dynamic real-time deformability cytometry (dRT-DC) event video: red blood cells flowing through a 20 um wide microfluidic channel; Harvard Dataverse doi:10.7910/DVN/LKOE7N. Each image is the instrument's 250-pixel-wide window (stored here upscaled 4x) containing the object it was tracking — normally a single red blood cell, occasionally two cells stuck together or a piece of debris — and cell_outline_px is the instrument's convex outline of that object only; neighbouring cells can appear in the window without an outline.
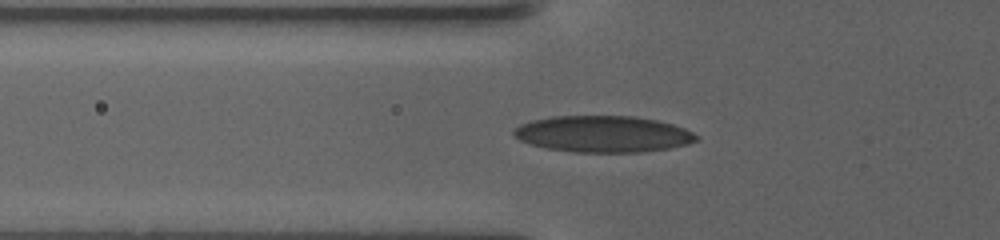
{"species": "human", "species_latin": "Homo sapiens", "temperature_condition": "warm", "stored_images_in_passage": 86, "camera_frame_rate_fps": 3000, "um_per_image_px": 0.085, "donor": {"sex": "female"}, "frame": {"image": 1, "passage_image": 3, "time_ms": 0.333, "image_size_px": [1000, 240], "cell_outline_px": [[700, 140], [688, 144], [668, 148], [644, 152], [572, 152], [548, 148], [532, 144], [520, 140], [512, 132], [520, 124], [532, 120], [552, 116], [632, 116], [656, 120], [672, 124], [684, 128], [700, 136]], "centroid_in_image_um": [51.3, 11.39], "position_along_channel_um": 74.5, "area_um2": 38.73}}
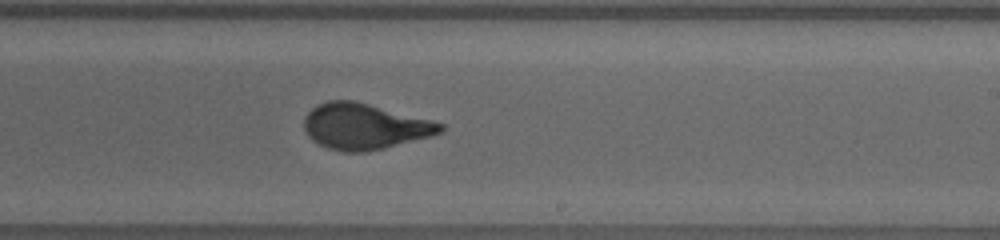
{"frame": {"image": 2, "passage_image": 37, "time_ms": 6.667, "image_size_px": [1000, 240], "cell_outline_px": [[444, 128], [440, 132], [432, 136], [384, 148], [364, 152], [344, 152], [328, 148], [312, 140], [308, 136], [304, 128], [304, 116], [316, 104], [328, 100], [352, 100], [368, 104], [444, 124]], "centroid_in_image_um": [30.93, 10.75], "position_along_channel_um": 258.1, "area_um2": 36.07}}
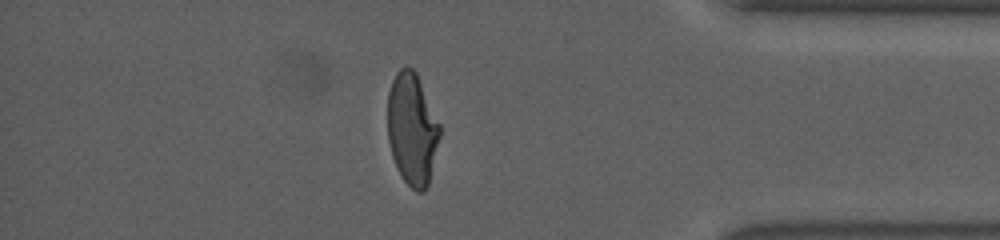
{"frame": {"image": 3, "passage_image": 71, "time_ms": 12.333, "image_size_px": [1000, 240], "cell_outline_px": [[440, 136], [428, 184], [424, 192], [416, 192], [400, 176], [396, 168], [392, 156], [388, 140], [388, 92], [392, 80], [396, 72], [400, 68], [412, 68], [416, 72], [440, 124]], "centroid_in_image_um": [35.02, 10.98], "position_along_channel_um": 400.2, "area_um2": 33.99}, "authors_computed_cell_mechanics": {"area_um2": 35.7782, "velocity_mm_per_s": 2.9215, "shape_relaxation_time_tau1_ms": 7.3373, "shape_relaxation_time_tau2_ms": null, "deformation_change_tau1": 0.2488, "deformation_change_tau2": null}}